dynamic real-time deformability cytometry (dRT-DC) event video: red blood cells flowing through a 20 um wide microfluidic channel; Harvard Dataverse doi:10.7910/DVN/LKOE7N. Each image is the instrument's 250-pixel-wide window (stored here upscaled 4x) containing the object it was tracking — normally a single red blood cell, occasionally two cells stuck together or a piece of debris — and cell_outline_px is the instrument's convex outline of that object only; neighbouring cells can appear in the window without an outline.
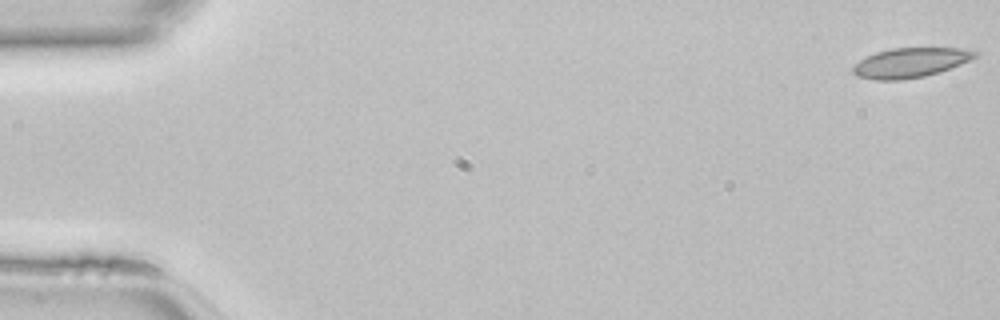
{"species": "common noctule bat (a hibernating species)", "species_latin": "Nyctalus noctula", "temperature_condition": "room temperature", "stored_images_in_passage": 43, "camera_frame_rate_fps": 3000, "um_per_image_px": 0.085, "animal": {"sex": "female", "body_mass_g": 22.7, "forearm_length_mm": 54.2}, "frame": {"image": 1, "passage_image": 1, "time_ms": 0.0, "image_size_px": [1000, 320], "cell_outline_px": [[980, 52], [976, 56], [960, 64], [924, 76], [904, 80], [872, 80], [856, 76], [852, 72], [852, 68], [860, 60], [876, 52], [892, 48], [964, 48]], "centroid_in_image_um": [77.35, 5.33], "position_along_channel_um": 7.7, "area_um2": 20.92}}
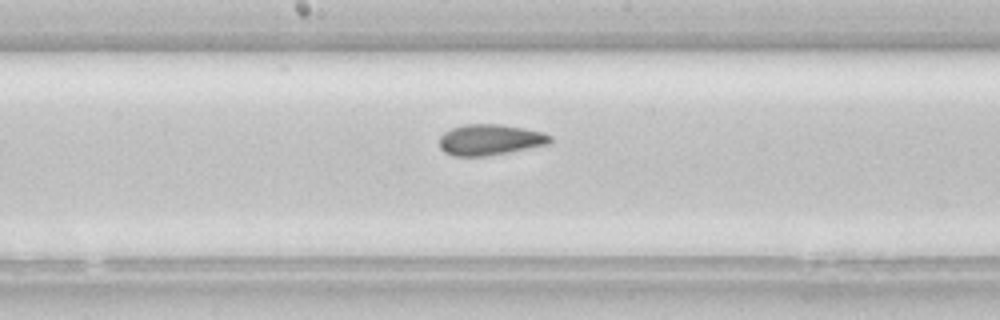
{"frame": {"image": 2, "passage_image": 25, "time_ms": 8.0, "image_size_px": [1000, 320], "cell_outline_px": [[552, 144], [508, 152], [484, 156], [452, 156], [444, 152], [440, 148], [440, 136], [444, 132], [452, 128], [464, 124], [500, 124], [524, 128], [540, 132], [552, 136]], "centroid_in_image_um": [41.65, 11.88], "position_along_channel_um": 206.5, "area_um2": 20.0}}
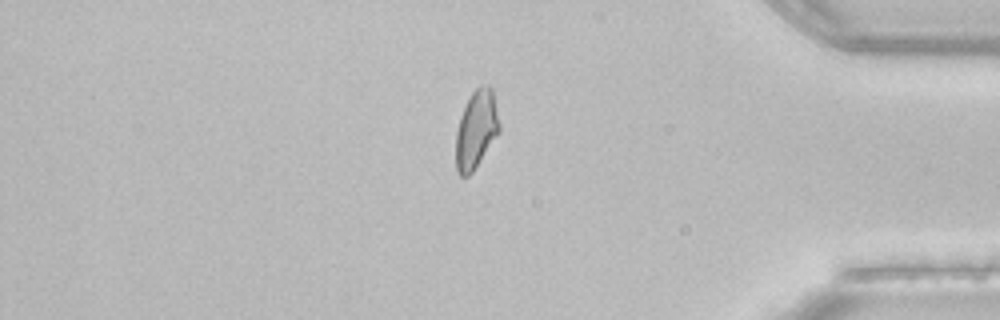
{"frame": {"image": 3, "passage_image": 40, "time_ms": 13.0, "image_size_px": [1000, 320], "cell_outline_px": [[500, 132], [472, 172], [468, 176], [460, 176], [456, 172], [456, 132], [460, 116], [472, 92], [476, 88], [488, 84], [492, 88], [500, 124]], "centroid_in_image_um": [40.48, 11.02], "position_along_channel_um": 394.7, "area_um2": 19.71}}